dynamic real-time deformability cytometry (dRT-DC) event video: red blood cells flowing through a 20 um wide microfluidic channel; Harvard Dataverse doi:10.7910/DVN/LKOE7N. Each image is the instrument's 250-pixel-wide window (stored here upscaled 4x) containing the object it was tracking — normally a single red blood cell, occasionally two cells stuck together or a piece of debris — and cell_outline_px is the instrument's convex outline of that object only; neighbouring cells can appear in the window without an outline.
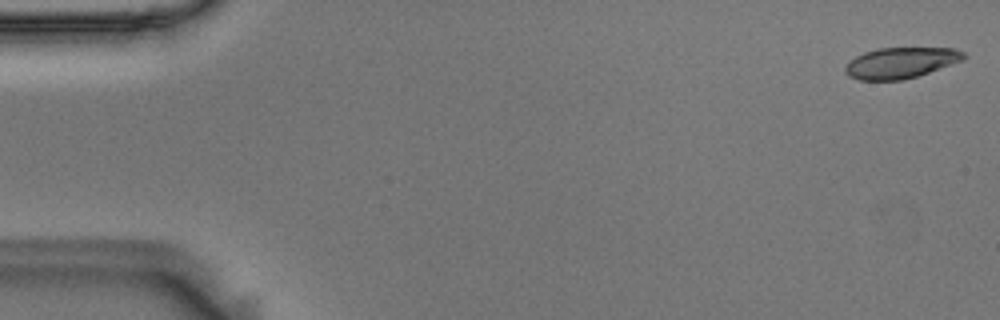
{"species": "Egyptian fruit bat (a non-hibernating species)", "species_latin": "Rousettus aegyptiacus", "temperature_condition": "room temperature", "stored_images_in_passage": 11, "camera_frame_rate_fps": 3000, "um_per_image_px": 0.085, "animal": {"sex": "male"}, "frame": {"image": 1, "passage_image": 1, "time_ms": 0.0, "image_size_px": [1000, 320], "cell_outline_px": [[968, 56], [964, 60], [916, 76], [900, 80], [860, 80], [848, 76], [844, 72], [844, 68], [856, 56], [864, 52], [876, 48], [952, 48], [964, 52]], "centroid_in_image_um": [76.56, 5.33], "position_along_channel_um": 8.4, "area_um2": 21.21}}